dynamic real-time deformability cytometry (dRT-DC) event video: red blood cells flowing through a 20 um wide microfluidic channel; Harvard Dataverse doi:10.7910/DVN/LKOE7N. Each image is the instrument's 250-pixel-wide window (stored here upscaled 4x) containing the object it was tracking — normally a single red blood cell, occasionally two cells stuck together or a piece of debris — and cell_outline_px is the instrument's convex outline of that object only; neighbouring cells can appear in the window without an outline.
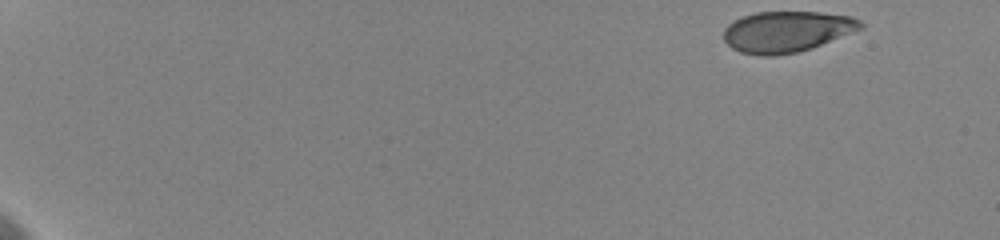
{"species": "human", "species_latin": "Homo sapiens", "temperature_condition": "cold", "stored_images_in_passage": 49, "camera_frame_rate_fps": 3000, "um_per_image_px": 0.085, "donor": {"sex": "female"}, "frame": {"image": 1, "passage_image": 1, "time_ms": 0.0, "image_size_px": [1000, 240], "cell_outline_px": [[864, 28], [812, 48], [796, 52], [772, 56], [764, 56], [740, 52], [732, 48], [724, 40], [724, 28], [728, 24], [744, 16], [756, 12], [820, 12], [852, 16], [860, 20], [864, 24]], "centroid_in_image_um": [66.9, 2.68], "position_along_channel_um": 18.1, "area_um2": 32.71}}
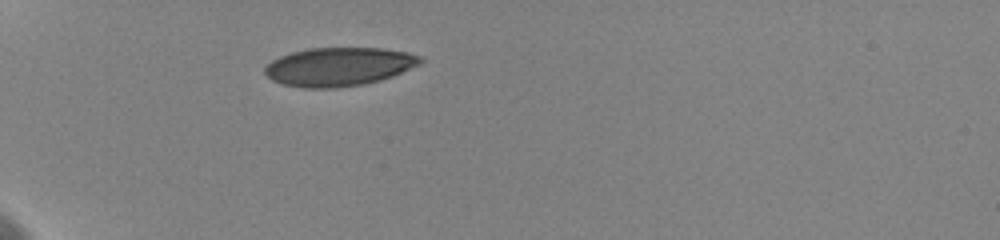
{"frame": {"image": 2, "passage_image": 16, "time_ms": 5.0, "image_size_px": [1000, 240], "cell_outline_px": [[424, 60], [420, 64], [392, 76], [380, 80], [364, 84], [336, 88], [304, 88], [284, 84], [272, 80], [264, 72], [264, 68], [272, 60], [280, 56], [292, 52], [308, 48], [380, 48], [408, 52], [420, 56]], "centroid_in_image_um": [28.81, 5.67], "position_along_channel_um": 56.2, "area_um2": 34.91}}
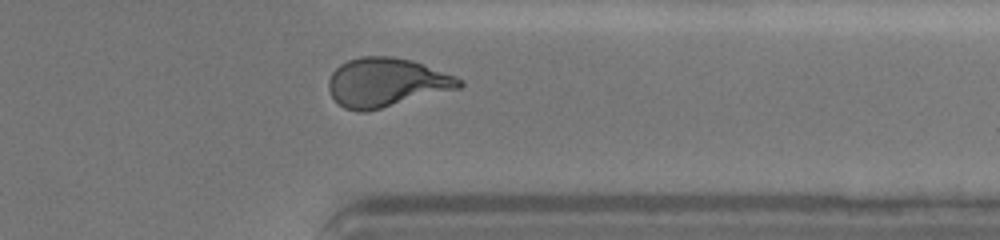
{"frame": {"image": 3, "passage_image": 45, "time_ms": 14.667, "image_size_px": [1000, 240], "cell_outline_px": [[464, 84], [460, 88], [364, 112], [356, 112], [344, 108], [332, 96], [328, 88], [328, 80], [332, 72], [340, 64], [348, 60], [360, 56], [392, 56], [412, 60], [456, 76], [464, 80]], "centroid_in_image_um": [32.84, 6.99], "position_along_channel_um": 378.6, "area_um2": 37.17}, "authors_computed_cell_mechanics": {"area_um2": 35.836, "velocity_mm_per_s": 3.597, "shape_relaxation_time_tau1_ms": 4.44, "shape_relaxation_time_tau2_ms": 0.7007, "deformation_change_tau1": 0.1815, "deformation_change_tau2": 0.058}}